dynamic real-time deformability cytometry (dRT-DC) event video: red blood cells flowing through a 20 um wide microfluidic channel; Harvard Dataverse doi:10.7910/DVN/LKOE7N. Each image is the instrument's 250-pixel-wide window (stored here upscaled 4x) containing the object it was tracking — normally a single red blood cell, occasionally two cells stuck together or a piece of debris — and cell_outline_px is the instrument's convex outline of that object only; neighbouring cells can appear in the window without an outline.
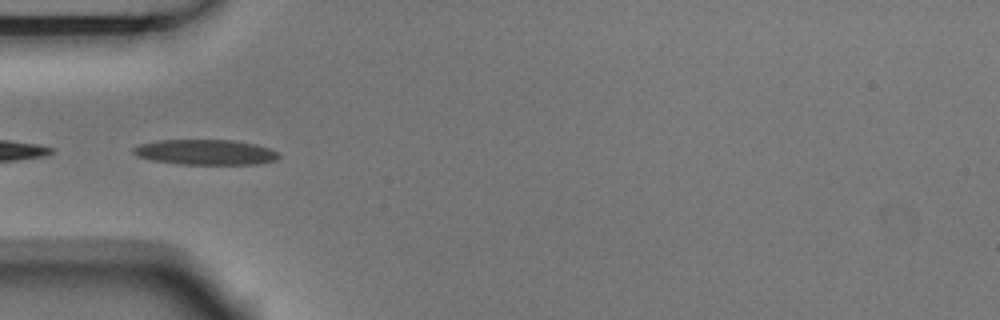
{"species": "Egyptian fruit bat (a non-hibernating species)", "species_latin": "Rousettus aegyptiacus", "temperature_condition": "room temperature", "stored_images_in_passage": 8, "camera_frame_rate_fps": 3000, "um_per_image_px": 0.085, "animal": {"sex": "male"}, "frame": {"image": 1, "passage_image": 4, "time_ms": 1.0, "image_size_px": [1000, 320], "cell_outline_px": [[280, 156], [276, 160], [256, 164], [176, 164], [152, 160], [136, 156], [132, 152], [132, 148], [140, 144], [156, 140], [232, 140], [256, 144], [268, 148], [276, 152]], "centroid_in_image_um": [17.42, 12.93], "position_along_channel_um": 67.6, "area_um2": 21.44}}
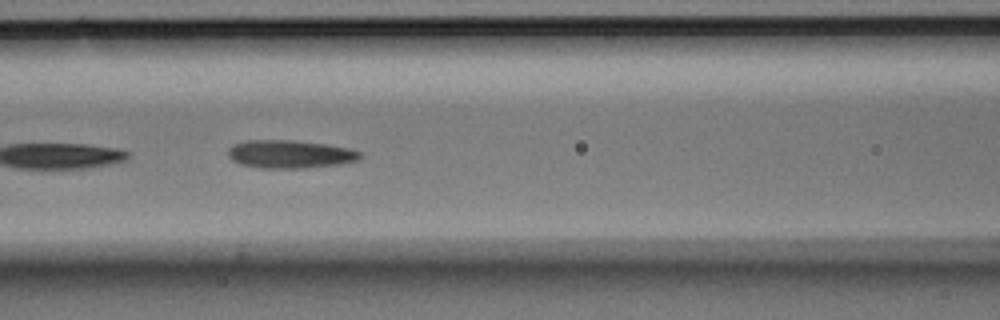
{"frame": {"image": 2, "passage_image": 6, "time_ms": 1.667, "image_size_px": [1000, 320], "cell_outline_px": [[364, 156], [360, 160], [340, 164], [304, 168], [260, 168], [240, 164], [232, 160], [228, 156], [228, 148], [232, 144], [244, 140], [292, 140], [324, 144], [352, 148], [360, 152]], "centroid_in_image_um": [24.66, 13.1], "position_along_channel_um": 141.9, "area_um2": 21.91}}
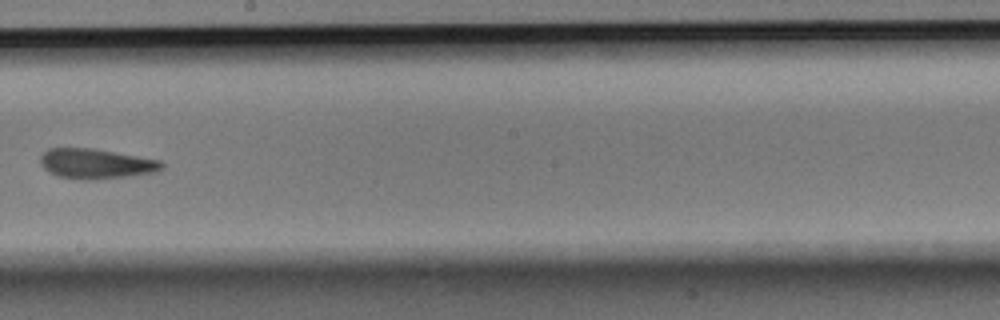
{"frame": {"image": 3, "passage_image": 8, "time_ms": 2.333, "image_size_px": [1000, 320], "cell_outline_px": [[164, 168], [156, 172], [128, 176], [88, 180], [56, 176], [44, 168], [40, 164], [40, 156], [48, 148], [92, 148], [160, 160], [164, 164]], "centroid_in_image_um": [8.15, 13.91], "position_along_channel_um": 240.0, "area_um2": 21.15}}